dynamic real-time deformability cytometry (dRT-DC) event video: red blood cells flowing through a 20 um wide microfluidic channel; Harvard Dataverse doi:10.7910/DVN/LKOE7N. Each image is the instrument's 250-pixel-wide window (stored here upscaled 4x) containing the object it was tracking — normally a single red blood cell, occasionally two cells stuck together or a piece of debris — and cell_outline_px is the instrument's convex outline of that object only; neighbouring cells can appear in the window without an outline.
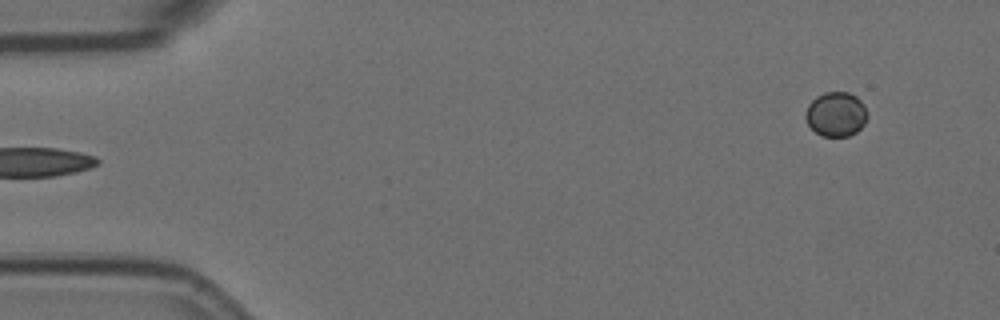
{"species": "Egyptian fruit bat (a non-hibernating species)", "species_latin": "Rousettus aegyptiacus", "temperature_condition": "room temperature", "stored_images_in_passage": 5, "camera_frame_rate_fps": 3000, "um_per_image_px": 0.085, "animal": {"sex": "female"}, "frame": {"image": 1, "passage_image": 5, "time_ms": 1.333, "image_size_px": [1000, 320], "cell_outline_px": [[868, 116], [864, 124], [856, 132], [848, 136], [820, 136], [808, 124], [804, 116], [804, 112], [808, 104], [816, 96], [824, 92], [848, 92], [856, 96], [864, 104]], "centroid_in_image_um": [71.05, 9.7], "position_along_channel_um": 14.0, "area_um2": 16.18}}